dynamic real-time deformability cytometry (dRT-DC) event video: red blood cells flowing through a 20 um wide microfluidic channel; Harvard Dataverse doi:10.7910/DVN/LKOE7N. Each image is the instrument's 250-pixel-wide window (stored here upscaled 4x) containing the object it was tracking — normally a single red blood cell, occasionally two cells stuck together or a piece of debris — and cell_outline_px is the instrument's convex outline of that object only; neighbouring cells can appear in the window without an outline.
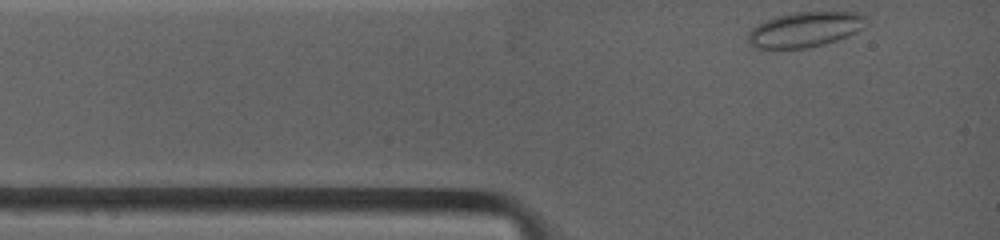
{"species": "common noctule bat (a hibernating species)", "species_latin": "Nyctalus noctula", "temperature_condition": "warm", "stored_images_in_passage": 52, "camera_frame_rate_fps": 4500, "um_per_image_px": 0.085, "animal": {"sex": "female", "body_mass_g": 19.0, "forearm_length_mm": 53.3}, "frame": {"image": 1, "passage_image": 1, "time_ms": 0.0, "image_size_px": [1000, 240], "cell_outline_px": [[868, 24], [864, 28], [848, 36], [824, 44], [804, 48], [756, 48], [748, 40], [748, 32], [752, 28], [776, 16], [796, 12], [860, 12], [868, 16]], "centroid_in_image_um": [68.52, 2.49], "position_along_channel_um": 16.5, "area_um2": 24.16}}
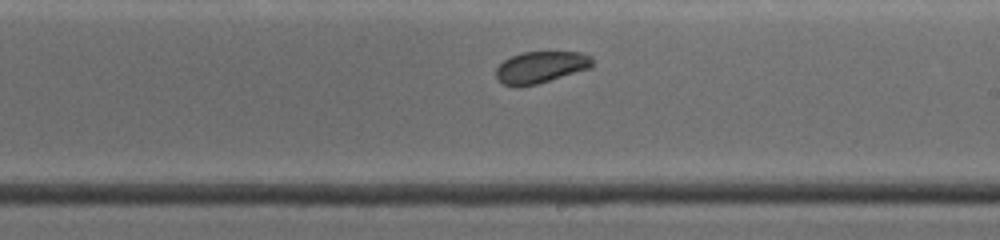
{"frame": {"image": 2, "passage_image": 29, "time_ms": 6.444, "image_size_px": [1000, 240], "cell_outline_px": [[592, 68], [536, 84], [516, 88], [512, 88], [504, 84], [496, 76], [496, 68], [504, 60], [512, 56], [524, 52], [580, 52], [592, 56]], "centroid_in_image_um": [45.97, 5.72], "position_along_channel_um": 243.0, "area_um2": 17.86}}
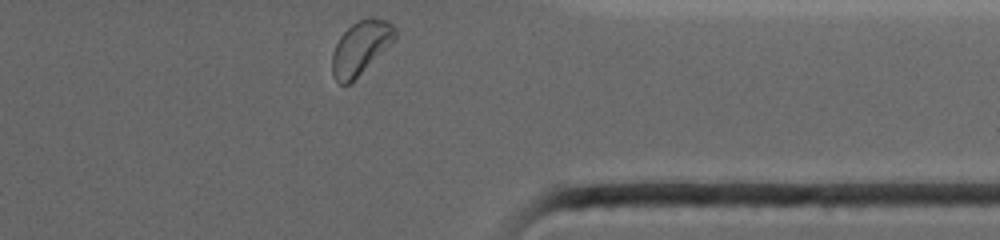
{"frame": {"image": 3, "passage_image": 51, "time_ms": 10.222, "image_size_px": [1000, 240], "cell_outline_px": [[396, 40], [348, 84], [340, 84], [336, 80], [332, 72], [332, 52], [340, 36], [352, 24], [360, 20], [388, 20], [396, 28]], "centroid_in_image_um": [30.66, 4.06], "position_along_channel_um": 380.7, "area_um2": 19.07}, "authors_computed_cell_mechanics": {"area_um2": 18.6405, "velocity_mm_per_s": 3.8657, "shape_relaxation_time_tau1_ms": 2.2512, "shape_relaxation_time_tau2_ms": null, "deformation_change_tau1": 0.0489, "deformation_change_tau2": null}}